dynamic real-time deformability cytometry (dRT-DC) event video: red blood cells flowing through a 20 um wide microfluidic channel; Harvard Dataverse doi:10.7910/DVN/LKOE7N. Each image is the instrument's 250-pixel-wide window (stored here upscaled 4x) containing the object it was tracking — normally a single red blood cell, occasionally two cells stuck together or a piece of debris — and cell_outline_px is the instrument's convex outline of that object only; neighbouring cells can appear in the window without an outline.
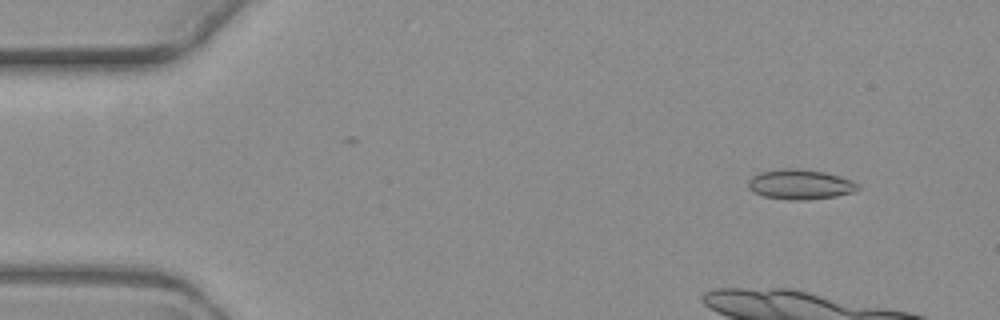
{"species": "common noctule bat (a hibernating species)", "species_latin": "Nyctalus noctula", "temperature_condition": "warm", "stored_images_in_passage": 4, "camera_frame_rate_fps": 3000, "um_per_image_px": 0.085, "animal": {"sex": "female", "body_mass_g": 19.3, "forearm_length_mm": 54.1}, "frame": {"image": 1, "passage_image": 1, "time_ms": 0.0, "image_size_px": [1000, 320], "cell_outline_px": [[860, 188], [852, 192], [836, 196], [804, 200], [788, 200], [764, 196], [752, 192], [748, 188], [748, 180], [752, 176], [760, 172], [788, 168], [792, 168], [824, 172], [840, 176], [852, 180], [860, 184]], "centroid_in_image_um": [68.01, 15.68], "position_along_channel_um": 17.0, "area_um2": 19.13}}